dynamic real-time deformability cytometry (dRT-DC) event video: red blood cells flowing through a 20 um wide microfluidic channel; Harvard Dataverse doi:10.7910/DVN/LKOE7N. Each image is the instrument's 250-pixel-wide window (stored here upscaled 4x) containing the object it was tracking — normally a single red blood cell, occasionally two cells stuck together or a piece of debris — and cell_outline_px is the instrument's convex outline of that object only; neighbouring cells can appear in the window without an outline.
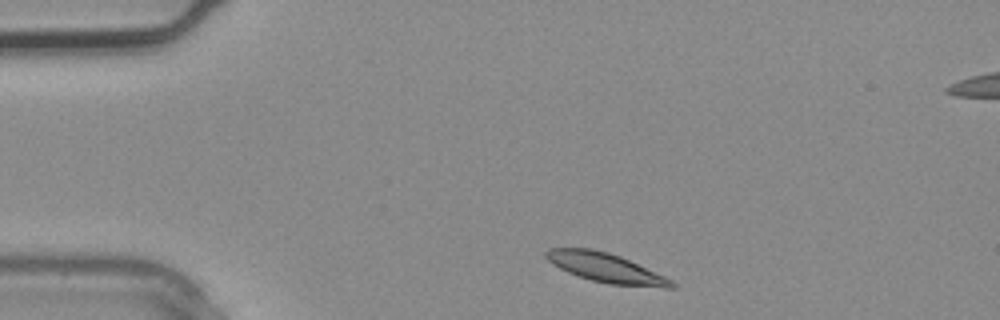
{"species": "common noctule bat (a hibernating species)", "species_latin": "Nyctalus noctula", "temperature_condition": "warm", "stored_images_in_passage": 3, "segment_of_instrument_passage": [1, 2], "camera_frame_rate_fps": 3000, "um_per_image_px": 0.085, "animal": {"sex": "male", "body_mass_g": 20.4}, "frame": {"image": 1, "passage_image": 1, "time_ms": 0.0, "image_size_px": [1000, 320], "cell_outline_px": [[676, 288], [664, 288], [608, 284], [592, 280], [568, 272], [552, 264], [544, 256], [544, 252], [548, 248], [592, 248], [608, 252], [620, 256], [664, 276], [672, 280], [676, 284]], "centroid_in_image_um": [51.49, 22.76], "position_along_channel_um": 33.5, "area_um2": 21.39}}